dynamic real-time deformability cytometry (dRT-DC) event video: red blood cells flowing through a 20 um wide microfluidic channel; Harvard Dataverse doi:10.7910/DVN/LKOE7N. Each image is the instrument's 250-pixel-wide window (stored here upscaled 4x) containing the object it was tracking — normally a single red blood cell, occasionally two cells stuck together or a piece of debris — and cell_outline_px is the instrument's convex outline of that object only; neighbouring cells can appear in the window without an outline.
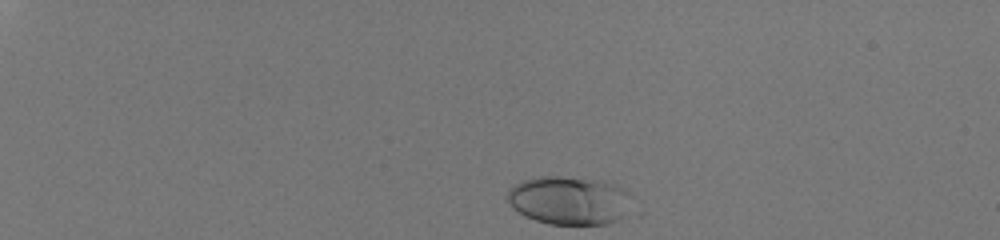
{"species": "human", "species_latin": "Homo sapiens", "temperature_condition": "room temperature", "stored_images_in_passage": 37, "camera_frame_rate_fps": 3000, "um_per_image_px": 0.085, "donor": {"sex": "male"}, "frame": {"image": 1, "passage_image": 1, "time_ms": 0.0, "image_size_px": [1000, 240], "cell_outline_px": [[628, 192], [624, 216], [620, 220], [608, 224], [548, 224], [524, 216], [512, 208], [508, 200], [508, 192], [520, 180], [540, 176], [560, 176], [604, 180], [616, 184], [624, 188]], "centroid_in_image_um": [48.35, 17.02], "position_along_channel_um": 36.6, "area_um2": 35.08}}
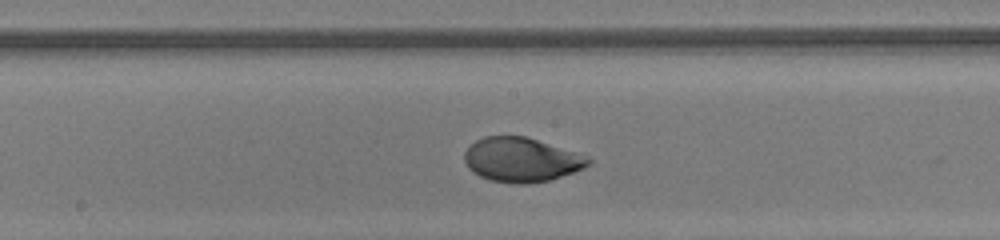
{"frame": {"image": 2, "passage_image": 22, "time_ms": 7.0, "image_size_px": [1000, 240], "cell_outline_px": [[592, 160], [584, 168], [548, 180], [524, 184], [516, 184], [492, 180], [480, 176], [472, 172], [468, 168], [464, 160], [464, 152], [476, 140], [484, 136], [528, 136], [588, 156]], "centroid_in_image_um": [44.3, 13.56], "position_along_channel_um": 203.9, "area_um2": 31.91}}
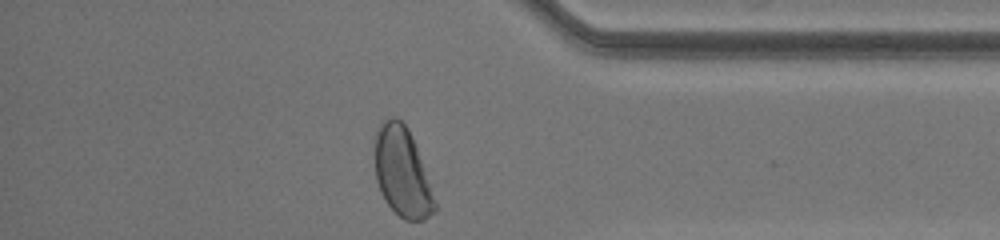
{"frame": {"image": 3, "passage_image": 37, "time_ms": 12.0, "image_size_px": [1000, 240], "cell_outline_px": [[436, 208], [424, 220], [404, 220], [384, 200], [380, 192], [376, 180], [372, 144], [372, 140], [380, 124], [384, 120], [392, 116], [396, 116], [408, 128], [424, 168], [436, 204]], "centroid_in_image_um": [34.12, 14.59], "position_along_channel_um": 401.1, "area_um2": 31.27}, "authors_computed_cell_mechanics": {"area_um2": 31.9056, "velocity_mm_per_s": 4.0812, "shape_relaxation_time_tau1_ms": 3.4894, "shape_relaxation_time_tau2_ms": null, "deformation_change_tau1": 0.191, "deformation_change_tau2": null}}